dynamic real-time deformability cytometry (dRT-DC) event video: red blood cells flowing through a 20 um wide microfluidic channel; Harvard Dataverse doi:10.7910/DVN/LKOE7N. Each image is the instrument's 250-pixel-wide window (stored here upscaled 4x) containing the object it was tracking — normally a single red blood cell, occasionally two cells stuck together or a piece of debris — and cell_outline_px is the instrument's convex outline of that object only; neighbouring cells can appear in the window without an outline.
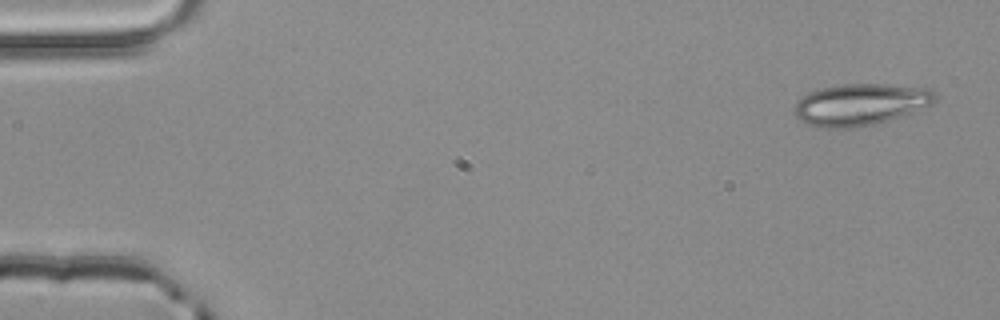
{"species": "common noctule bat (a hibernating species)", "species_latin": "Nyctalus noctula", "temperature_condition": "room temperature", "stored_images_in_passage": 2, "camera_frame_rate_fps": 3000, "um_per_image_px": 0.085, "animal": {"sex": "male", "body_mass_g": 20.4}, "frame": {"image": 1, "passage_image": 2, "time_ms": 0.333, "image_size_px": [1000, 320], "cell_outline_px": [[936, 100], [932, 104], [900, 116], [876, 124], [856, 128], [820, 128], [804, 124], [796, 116], [796, 104], [804, 96], [820, 88], [844, 84], [884, 84], [932, 88], [936, 92]], "centroid_in_image_um": [73.17, 8.89], "position_along_channel_um": 11.8, "area_um2": 34.16}}